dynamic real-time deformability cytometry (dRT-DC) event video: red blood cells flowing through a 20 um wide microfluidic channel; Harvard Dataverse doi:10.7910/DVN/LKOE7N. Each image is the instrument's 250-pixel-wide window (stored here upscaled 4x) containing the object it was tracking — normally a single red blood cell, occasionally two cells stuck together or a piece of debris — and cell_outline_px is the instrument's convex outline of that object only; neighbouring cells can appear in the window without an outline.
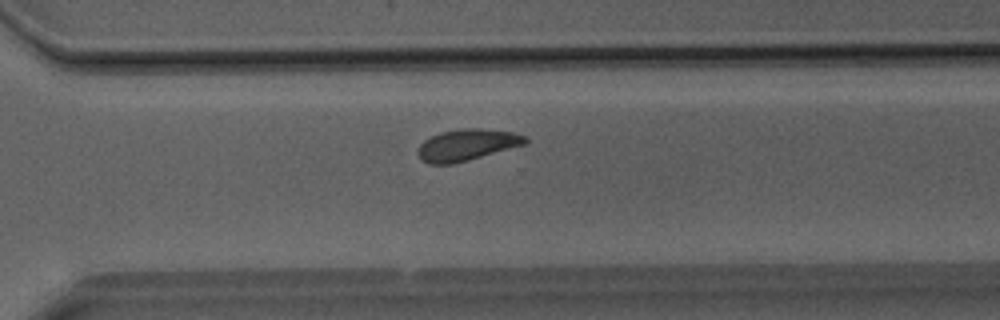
{"species": "Egyptian fruit bat (a non-hibernating species)", "species_latin": "Rousettus aegyptiacus", "temperature_condition": "room temperature", "stored_images_in_passage": 28, "camera_frame_rate_fps": 3000, "um_per_image_px": 0.085, "animal": {"sex": "male"}, "frame": {"image": 1, "passage_image": 20, "time_ms": 6.333, "image_size_px": [1000, 320], "cell_outline_px": [[528, 144], [468, 160], [452, 164], [428, 164], [420, 160], [416, 152], [420, 144], [424, 140], [440, 132], [460, 128], [480, 128], [512, 132], [528, 136]], "centroid_in_image_um": [39.7, 12.32], "position_along_channel_um": 330.9, "area_um2": 20.0}}
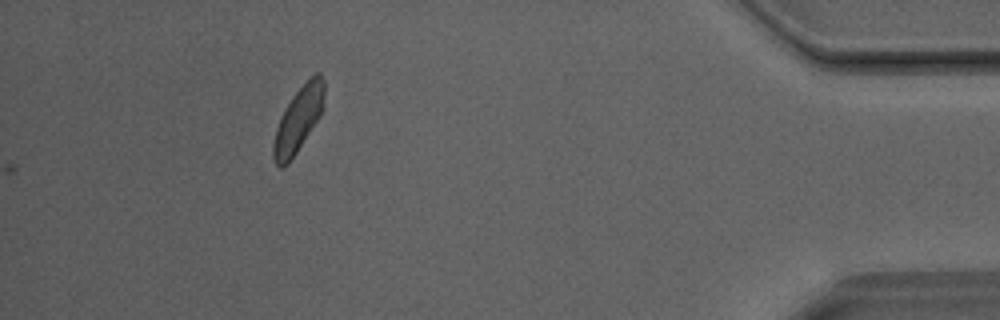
{"frame": {"image": 2, "passage_image": 28, "time_ms": 9.0, "image_size_px": [1000, 320], "cell_outline_px": [[324, 104], [320, 116], [288, 164], [280, 168], [276, 164], [272, 156], [272, 144], [276, 128], [284, 108], [292, 96], [316, 72], [320, 72], [324, 80]], "centroid_in_image_um": [25.35, 10.17], "position_along_channel_um": 409.9, "area_um2": 19.07}}